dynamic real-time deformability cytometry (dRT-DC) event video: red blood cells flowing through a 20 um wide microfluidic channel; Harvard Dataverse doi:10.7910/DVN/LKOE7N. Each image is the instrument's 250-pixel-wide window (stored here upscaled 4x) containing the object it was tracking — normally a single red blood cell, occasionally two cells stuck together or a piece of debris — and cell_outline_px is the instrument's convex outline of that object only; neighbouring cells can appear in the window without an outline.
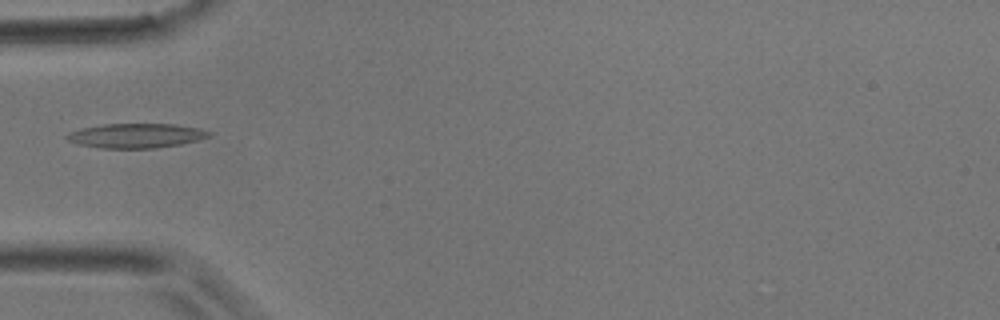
{"species": "common noctule bat (a hibernating species)", "species_latin": "Nyctalus noctula", "temperature_condition": "room temperature", "stored_images_in_passage": 2, "camera_frame_rate_fps": 3000, "um_per_image_px": 0.085, "animal": {"sex": "male", "body_mass_g": 17.9}, "frame": {"image": 1, "passage_image": 1, "time_ms": 0.0, "image_size_px": [1000, 320], "cell_outline_px": [[212, 136], [180, 144], [152, 148], [100, 148], [80, 144], [68, 140], [64, 136], [68, 132], [80, 128], [104, 124], [172, 124], [200, 128], [212, 132]], "centroid_in_image_um": [11.56, 11.52], "position_along_channel_um": 73.4, "area_um2": 20.23}}
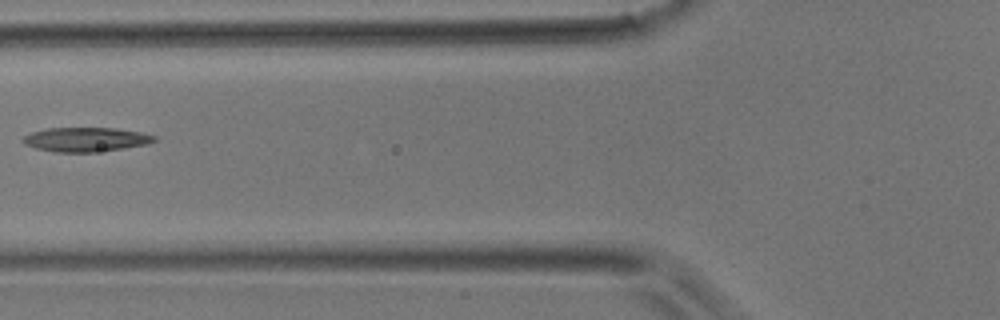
{"frame": {"image": 2, "passage_image": 2, "time_ms": 0.333, "image_size_px": [1000, 320], "cell_outline_px": [[156, 140], [148, 144], [96, 152], [56, 152], [36, 148], [24, 144], [20, 140], [24, 136], [32, 132], [48, 128], [116, 128], [140, 132], [156, 136]], "centroid_in_image_um": [7.28, 11.85], "position_along_channel_um": 118.5, "area_um2": 18.5}}